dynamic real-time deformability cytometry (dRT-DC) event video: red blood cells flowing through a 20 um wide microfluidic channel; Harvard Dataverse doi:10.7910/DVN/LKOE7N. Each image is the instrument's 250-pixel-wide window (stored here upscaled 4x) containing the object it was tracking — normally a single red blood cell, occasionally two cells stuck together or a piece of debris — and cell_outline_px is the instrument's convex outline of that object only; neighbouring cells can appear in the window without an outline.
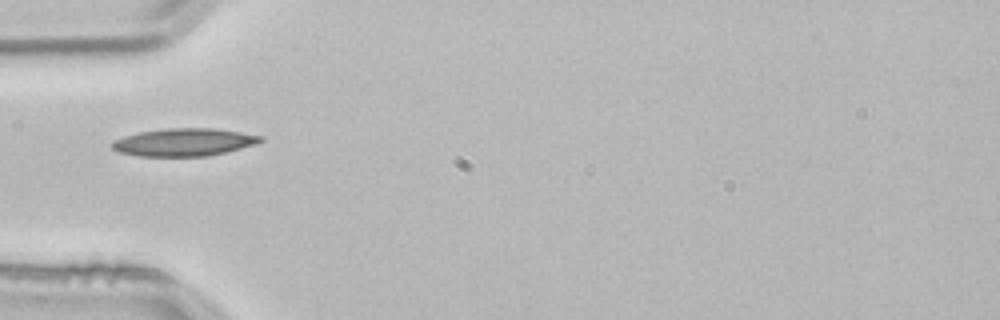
{"species": "common noctule bat (a hibernating species)", "species_latin": "Nyctalus noctula", "temperature_condition": "room temperature", "stored_images_in_passage": 1, "camera_frame_rate_fps": 3000, "um_per_image_px": 0.085, "animal": {"sex": "male", "body_mass_g": 21.5, "forearm_length_mm": 52.0}, "frame": {"image": 1, "passage_image": 1, "time_ms": 0.0, "image_size_px": [1000, 320], "cell_outline_px": [[264, 140], [256, 144], [208, 156], [140, 156], [120, 152], [112, 148], [108, 144], [112, 140], [124, 136], [140, 132], [164, 128], [216, 128], [264, 136]], "centroid_in_image_um": [15.62, 12.08], "position_along_channel_um": 69.4, "area_um2": 24.04}}